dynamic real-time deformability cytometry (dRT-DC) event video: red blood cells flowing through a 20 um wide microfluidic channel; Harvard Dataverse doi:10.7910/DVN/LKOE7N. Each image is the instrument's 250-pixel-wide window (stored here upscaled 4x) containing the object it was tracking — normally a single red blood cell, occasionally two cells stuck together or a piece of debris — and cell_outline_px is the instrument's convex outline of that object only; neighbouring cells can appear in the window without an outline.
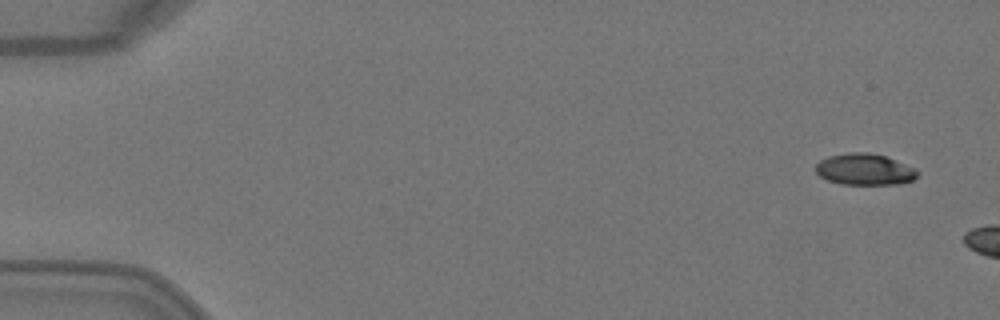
{"species": "Egyptian fruit bat (a non-hibernating species)", "species_latin": "Rousettus aegyptiacus", "temperature_condition": "warm", "stored_images_in_passage": 3, "camera_frame_rate_fps": 3000, "um_per_image_px": 0.085, "animal": {"sex": "female"}, "frame": {"image": 1, "passage_image": 1, "time_ms": 0.0, "image_size_px": [1000, 320], "cell_outline_px": [[920, 172], [912, 180], [900, 184], [840, 184], [828, 180], [820, 176], [816, 172], [816, 164], [820, 160], [828, 156], [848, 152], [868, 152], [884, 156], [916, 168]], "centroid_in_image_um": [73.49, 14.39], "position_along_channel_um": 11.5, "area_um2": 18.61}}